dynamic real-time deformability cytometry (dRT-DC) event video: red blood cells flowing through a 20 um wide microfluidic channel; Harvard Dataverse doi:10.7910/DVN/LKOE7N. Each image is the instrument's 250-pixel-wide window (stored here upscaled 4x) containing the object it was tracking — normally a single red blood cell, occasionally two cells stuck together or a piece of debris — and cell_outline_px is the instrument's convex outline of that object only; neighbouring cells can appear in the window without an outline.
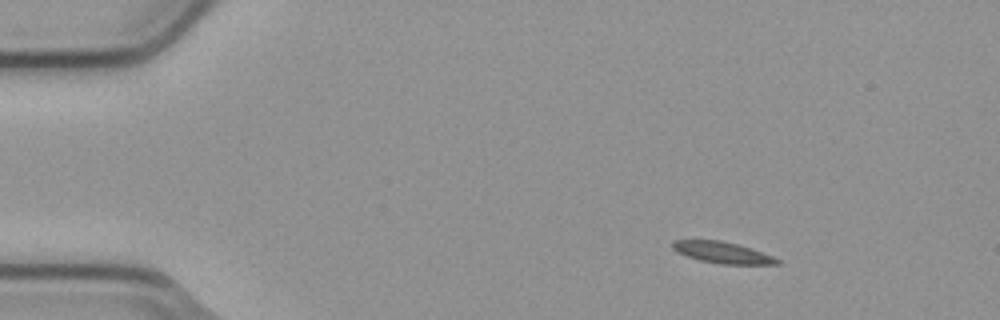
{"species": "common noctule bat (a hibernating species)", "species_latin": "Nyctalus noctula", "temperature_condition": "cold", "stored_images_in_passage": 4, "camera_frame_rate_fps": 3000, "um_per_image_px": 0.085, "animal": {"sex": "male", "body_mass_g": 23.1, "forearm_length_mm": 52.7}, "frame": {"image": 1, "passage_image": 2, "time_ms": 0.333, "image_size_px": [1000, 320], "cell_outline_px": [[780, 264], [720, 264], [700, 260], [676, 252], [672, 248], [672, 240], [720, 240], [752, 248], [772, 256], [780, 260]], "centroid_in_image_um": [61.39, 21.46], "position_along_channel_um": 23.6, "area_um2": 12.95}}
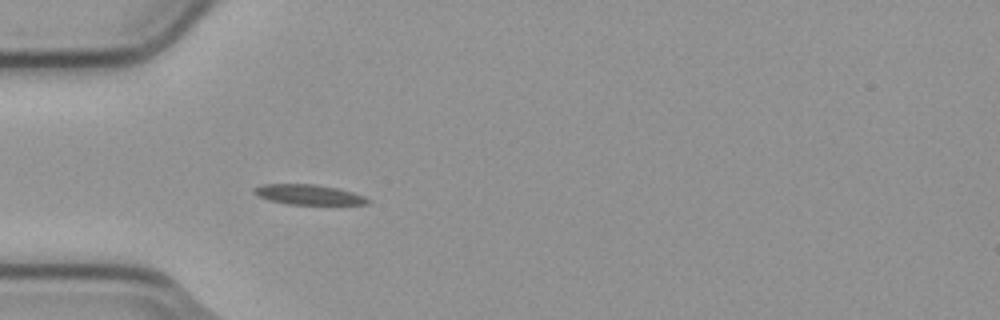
{"frame": {"image": 2, "passage_image": 4, "time_ms": 1.0, "image_size_px": [1000, 320], "cell_outline_px": [[372, 200], [368, 204], [288, 204], [268, 200], [256, 196], [252, 192], [252, 188], [264, 184], [316, 184], [336, 188], [352, 192], [364, 196]], "centroid_in_image_um": [26.18, 16.54], "position_along_channel_um": 58.8, "area_um2": 13.35}}